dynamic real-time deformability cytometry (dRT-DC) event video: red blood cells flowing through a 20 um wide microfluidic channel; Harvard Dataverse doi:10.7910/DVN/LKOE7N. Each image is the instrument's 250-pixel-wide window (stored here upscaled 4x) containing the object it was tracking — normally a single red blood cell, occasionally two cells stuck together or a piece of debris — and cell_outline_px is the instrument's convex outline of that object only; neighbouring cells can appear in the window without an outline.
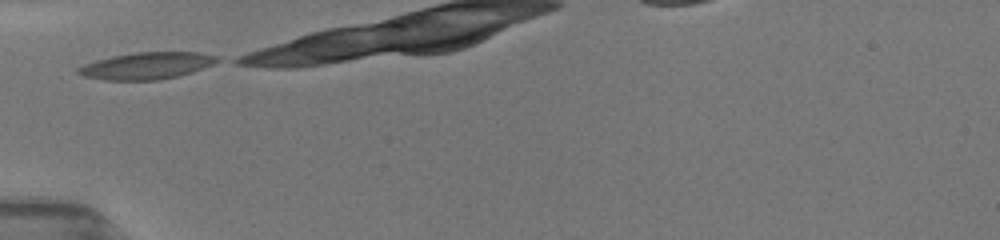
{"species": "common noctule bat (a hibernating species)", "species_latin": "Nyctalus noctula", "temperature_condition": "room temperature", "stored_images_in_passage": 4, "camera_frame_rate_fps": 3000, "um_per_image_px": 0.085, "animal": {"sex": "female", "body_mass_g": 19.5, "forearm_length_mm": 54.1}, "frame": {"image": 1, "passage_image": 1, "time_ms": 0.0, "image_size_px": [1000, 240], "cell_outline_px": [[220, 60], [212, 64], [192, 72], [180, 76], [160, 80], [104, 80], [84, 76], [76, 72], [76, 68], [84, 64], [112, 56], [136, 52], [196, 52], [216, 56]], "centroid_in_image_um": [12.45, 5.59], "position_along_channel_um": 72.6, "area_um2": 21.68}}